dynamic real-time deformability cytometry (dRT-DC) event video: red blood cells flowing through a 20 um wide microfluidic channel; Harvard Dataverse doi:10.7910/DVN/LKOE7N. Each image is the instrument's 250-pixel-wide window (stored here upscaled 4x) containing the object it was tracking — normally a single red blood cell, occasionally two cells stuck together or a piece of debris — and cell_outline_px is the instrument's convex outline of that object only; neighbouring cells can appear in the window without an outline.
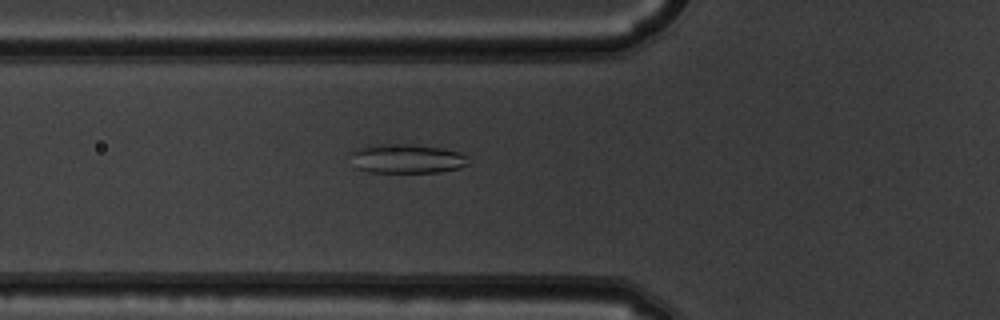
{"species": "common noctule bat (a hibernating species)", "species_latin": "Nyctalus noctula", "temperature_condition": "warm", "stored_images_in_passage": 47, "camera_frame_rate_fps": 3000, "um_per_image_px": 0.085, "animal": {"sex": "male", "body_mass_g": 19.5, "forearm_length_mm": 54.6}, "frame": {"image": 1, "passage_image": 13, "time_ms": 4.0, "image_size_px": [1000, 320], "cell_outline_px": [[468, 164], [460, 168], [440, 172], [372, 172], [356, 168], [348, 156], [356, 148], [368, 144], [412, 144], [440, 148], [460, 152], [468, 156]], "centroid_in_image_um": [34.54, 13.48], "position_along_channel_um": 91.3, "area_um2": 20.35}}
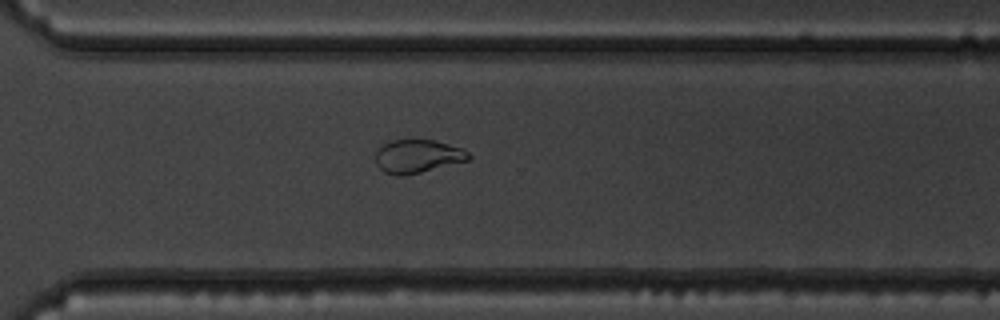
{"frame": {"image": 2, "passage_image": 32, "time_ms": 10.333, "image_size_px": [1000, 320], "cell_outline_px": [[472, 160], [404, 176], [396, 176], [384, 172], [376, 164], [376, 152], [384, 144], [392, 140], [436, 140], [460, 148], [468, 152], [472, 156]], "centroid_in_image_um": [35.53, 13.3], "position_along_channel_um": 335.1, "area_um2": 18.15}}
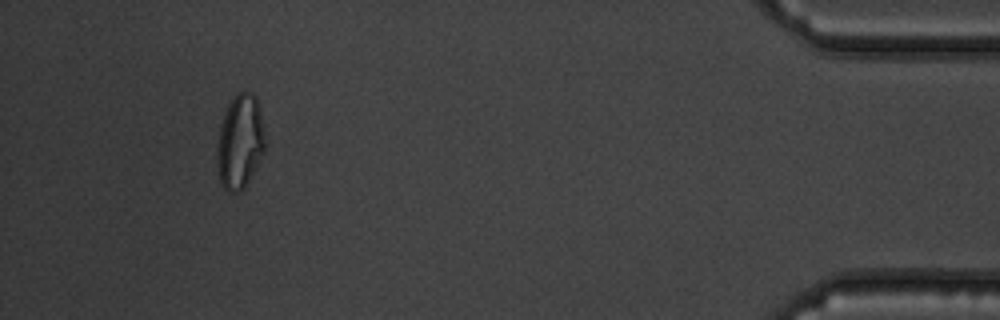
{"frame": {"image": 3, "passage_image": 43, "time_ms": 14.0, "image_size_px": [1000, 320], "cell_outline_px": [[264, 152], [244, 188], [240, 192], [228, 192], [220, 184], [216, 168], [216, 148], [220, 124], [224, 112], [232, 96], [236, 92], [252, 92], [256, 96], [260, 108], [264, 136]], "centroid_in_image_um": [20.36, 12.04], "position_along_channel_um": 414.8, "area_um2": 26.76}, "authors_computed_cell_mechanics": {"area_um2": 21.5594, "velocity_mm_per_s": 3.8509, "shape_relaxation_time_tau1_ms": null, "shape_relaxation_time_tau2_ms": 1.7331, "deformation_change_tau1": null, "deformation_change_tau2": 0.0747}}